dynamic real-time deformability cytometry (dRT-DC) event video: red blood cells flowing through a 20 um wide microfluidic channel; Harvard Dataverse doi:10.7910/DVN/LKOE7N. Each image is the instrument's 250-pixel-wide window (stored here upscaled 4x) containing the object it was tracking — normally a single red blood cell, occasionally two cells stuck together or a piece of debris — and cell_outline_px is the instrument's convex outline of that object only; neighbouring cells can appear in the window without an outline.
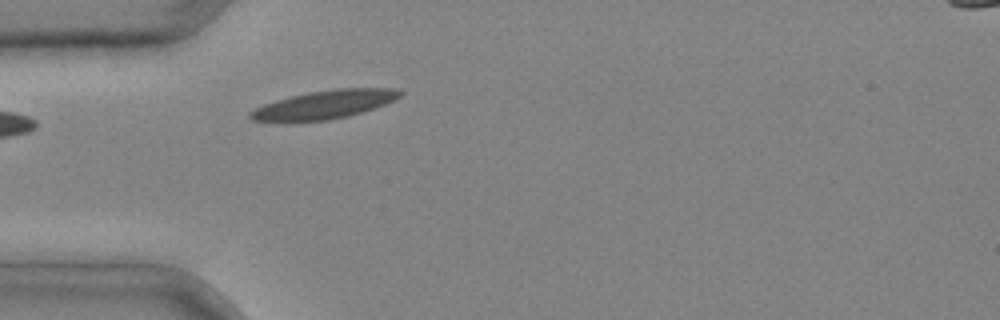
{"species": "common noctule bat (a hibernating species)", "species_latin": "Nyctalus noctula", "temperature_condition": "cold", "stored_images_in_passage": 2, "camera_frame_rate_fps": 3000, "um_per_image_px": 0.085, "animal": {"sex": "male", "body_mass_g": 20.4}, "frame": {"image": 1, "passage_image": 2, "time_ms": 0.333, "image_size_px": [1000, 320], "cell_outline_px": [[404, 92], [400, 96], [384, 104], [348, 116], [328, 120], [252, 120], [248, 116], [248, 112], [264, 104], [276, 100], [308, 92], [332, 88], [396, 88]], "centroid_in_image_um": [27.6, 8.86], "position_along_channel_um": 57.4, "area_um2": 24.22}}